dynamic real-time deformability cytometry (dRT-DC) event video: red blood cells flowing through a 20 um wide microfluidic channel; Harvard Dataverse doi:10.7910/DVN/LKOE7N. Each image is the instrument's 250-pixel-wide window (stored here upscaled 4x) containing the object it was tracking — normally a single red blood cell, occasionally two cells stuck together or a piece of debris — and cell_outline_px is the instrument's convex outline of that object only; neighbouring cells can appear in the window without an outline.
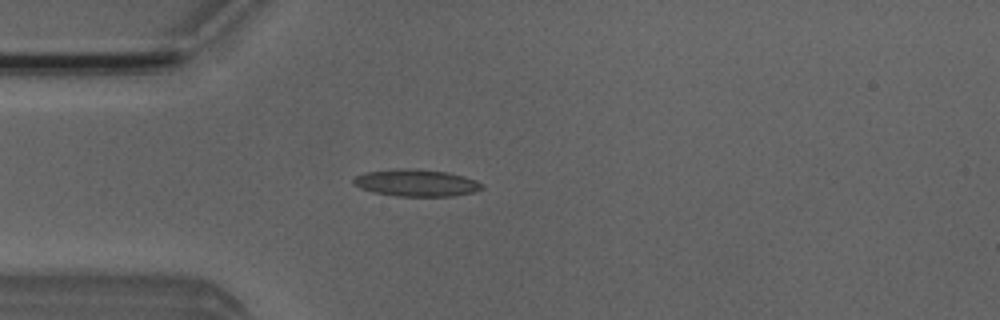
{"species": "Egyptian fruit bat (a non-hibernating species)", "species_latin": "Rousettus aegyptiacus", "temperature_condition": "room temperature", "stored_images_in_passage": 3, "camera_frame_rate_fps": 3000, "um_per_image_px": 0.085, "animal": {"sex": "male"}, "frame": {"image": 1, "passage_image": 3, "time_ms": 3.333, "image_size_px": [1000, 320], "cell_outline_px": [[484, 188], [476, 192], [456, 196], [396, 196], [372, 192], [360, 188], [352, 184], [352, 180], [356, 176], [364, 172], [392, 168], [412, 168], [448, 172], [464, 176], [476, 180], [484, 184]], "centroid_in_image_um": [35.39, 15.54], "position_along_channel_um": 49.6, "area_um2": 20.69}}